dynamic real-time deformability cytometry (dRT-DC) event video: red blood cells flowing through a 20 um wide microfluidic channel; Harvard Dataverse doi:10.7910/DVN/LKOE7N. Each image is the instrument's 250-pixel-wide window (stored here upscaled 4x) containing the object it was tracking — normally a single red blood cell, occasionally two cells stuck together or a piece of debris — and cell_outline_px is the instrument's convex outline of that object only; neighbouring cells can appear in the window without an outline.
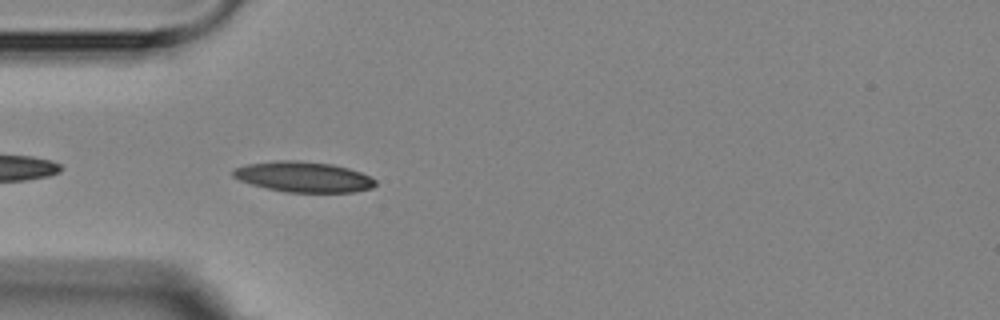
{"species": "Egyptian fruit bat (a non-hibernating species)", "species_latin": "Rousettus aegyptiacus", "temperature_condition": "room temperature", "stored_images_in_passage": 5, "camera_frame_rate_fps": 3000, "um_per_image_px": 0.085, "animal": {"sex": "female"}, "frame": {"image": 1, "passage_image": 5, "time_ms": 4.333, "image_size_px": [1000, 320], "cell_outline_px": [[376, 184], [372, 188], [352, 192], [284, 192], [252, 184], [240, 180], [232, 176], [232, 168], [248, 164], [276, 160], [296, 160], [332, 164], [348, 168], [360, 172], [376, 180]], "centroid_in_image_um": [25.78, 15.03], "position_along_channel_um": 59.2, "area_um2": 25.2}}